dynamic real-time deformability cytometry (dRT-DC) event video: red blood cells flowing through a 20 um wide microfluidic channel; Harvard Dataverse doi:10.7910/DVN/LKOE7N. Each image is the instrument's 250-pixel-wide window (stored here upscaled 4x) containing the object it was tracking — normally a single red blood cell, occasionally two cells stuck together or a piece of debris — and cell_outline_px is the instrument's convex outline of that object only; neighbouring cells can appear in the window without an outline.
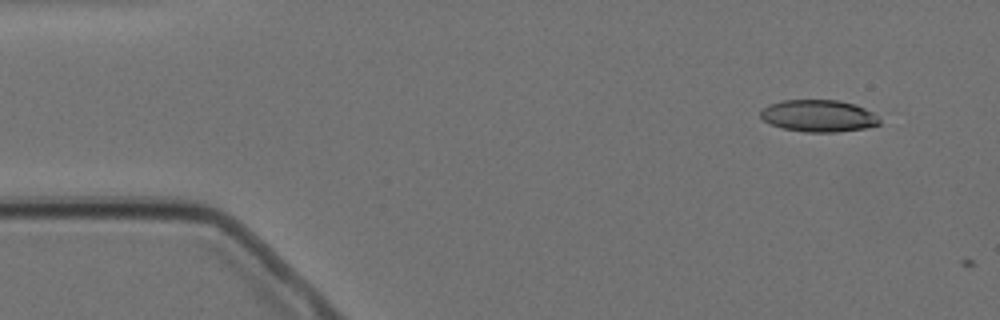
{"species": "Egyptian fruit bat (a non-hibernating species)", "species_latin": "Rousettus aegyptiacus", "temperature_condition": "cold", "stored_images_in_passage": 2, "camera_frame_rate_fps": 3000, "um_per_image_px": 0.085, "animal": {"sex": "female"}, "frame": {"image": 1, "passage_image": 1, "time_ms": 0.0, "image_size_px": [1000, 320], "cell_outline_px": [[880, 124], [864, 128], [836, 132], [804, 132], [784, 128], [772, 124], [764, 120], [760, 116], [760, 112], [768, 104], [780, 100], [836, 100], [852, 104], [864, 108], [872, 112], [880, 120]], "centroid_in_image_um": [69.55, 9.84], "position_along_channel_um": 15.4, "area_um2": 21.96}}